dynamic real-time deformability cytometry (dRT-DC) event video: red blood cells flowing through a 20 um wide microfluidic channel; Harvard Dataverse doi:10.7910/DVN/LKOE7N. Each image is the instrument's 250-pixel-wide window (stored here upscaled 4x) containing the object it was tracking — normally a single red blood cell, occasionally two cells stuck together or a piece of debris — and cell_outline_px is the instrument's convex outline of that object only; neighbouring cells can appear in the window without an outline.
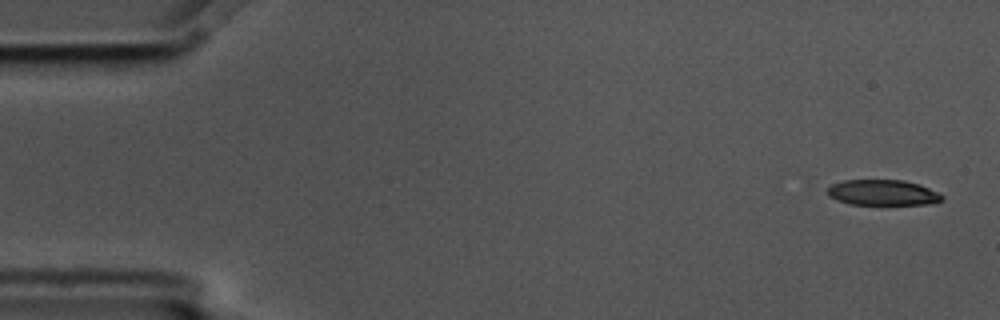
{"species": "common noctule bat (a hibernating species)", "species_latin": "Nyctalus noctula", "temperature_condition": "cold", "stored_images_in_passage": 5, "camera_frame_rate_fps": 3000, "um_per_image_px": 0.085, "animal": {"sex": "male", "body_mass_g": 17.5, "forearm_length_mm": 52.3}, "frame": {"image": 1, "passage_image": 1, "time_ms": 0.0, "image_size_px": [1000, 320], "cell_outline_px": [[944, 200], [936, 204], [848, 204], [836, 200], [828, 196], [828, 188], [832, 184], [844, 180], [904, 180], [920, 184], [944, 196]], "centroid_in_image_um": [75.05, 16.37], "position_along_channel_um": 9.9, "area_um2": 17.17}}
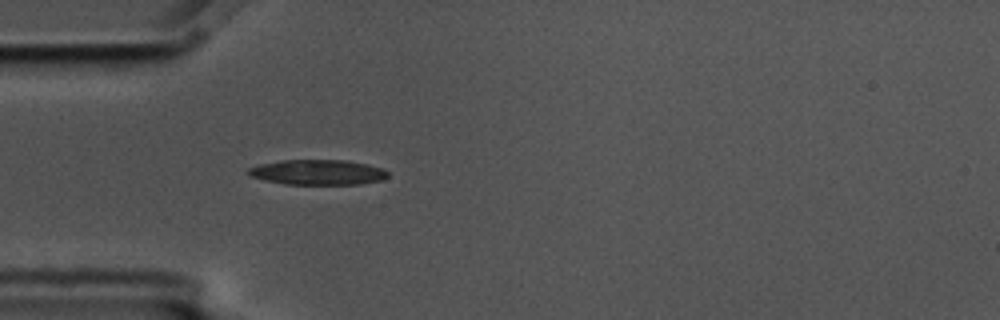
{"frame": {"image": 2, "passage_image": 5, "time_ms": 1.333, "image_size_px": [1000, 320], "cell_outline_px": [[388, 176], [380, 180], [360, 184], [284, 184], [264, 180], [248, 176], [244, 172], [248, 168], [260, 164], [284, 160], [344, 160], [368, 164], [384, 168], [388, 172]], "centroid_in_image_um": [26.97, 14.64], "position_along_channel_um": 58.0, "area_um2": 20.58}}